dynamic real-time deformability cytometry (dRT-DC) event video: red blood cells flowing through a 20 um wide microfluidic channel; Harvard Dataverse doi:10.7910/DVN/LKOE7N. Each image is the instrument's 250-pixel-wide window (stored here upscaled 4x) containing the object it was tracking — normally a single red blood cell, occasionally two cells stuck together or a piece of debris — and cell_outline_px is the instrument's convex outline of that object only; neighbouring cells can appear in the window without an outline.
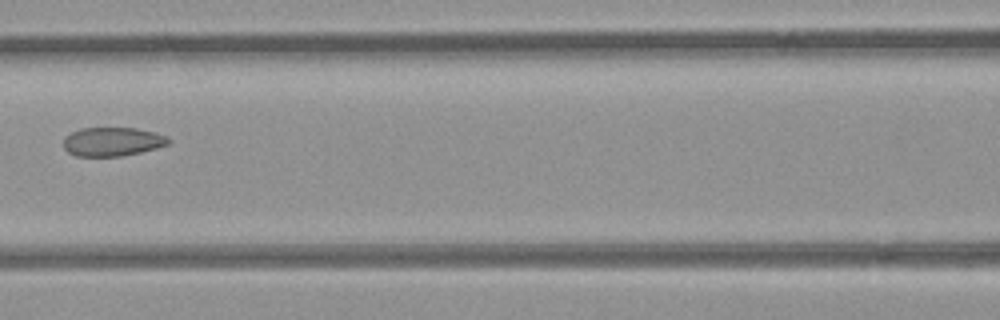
{"species": "common noctule bat (a hibernating species)", "species_latin": "Nyctalus noctula", "temperature_condition": "room temperature", "stored_images_in_passage": 7, "camera_frame_rate_fps": 3000, "um_per_image_px": 0.085, "animal": {"sex": "female", "body_mass_g": 21.9}, "frame": {"image": 1, "passage_image": 5, "time_ms": 4.667, "image_size_px": [1000, 320], "cell_outline_px": [[172, 140], [168, 144], [156, 148], [140, 152], [120, 156], [76, 156], [68, 152], [64, 148], [64, 136], [80, 128], [136, 128], [156, 132], [168, 136]], "centroid_in_image_um": [9.57, 12.03], "position_along_channel_um": 157.0, "area_um2": 17.74}}
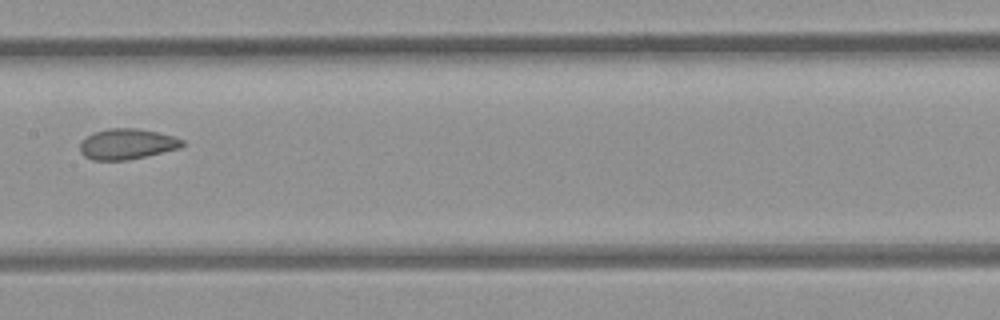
{"frame": {"image": 2, "passage_image": 6, "time_ms": 5.667, "image_size_px": [1000, 320], "cell_outline_px": [[184, 144], [180, 148], [144, 156], [124, 160], [92, 160], [84, 156], [80, 152], [80, 144], [88, 136], [96, 132], [108, 128], [136, 128], [156, 132], [172, 136], [184, 140]], "centroid_in_image_um": [10.79, 12.24], "position_along_channel_um": 196.6, "area_um2": 17.92}}
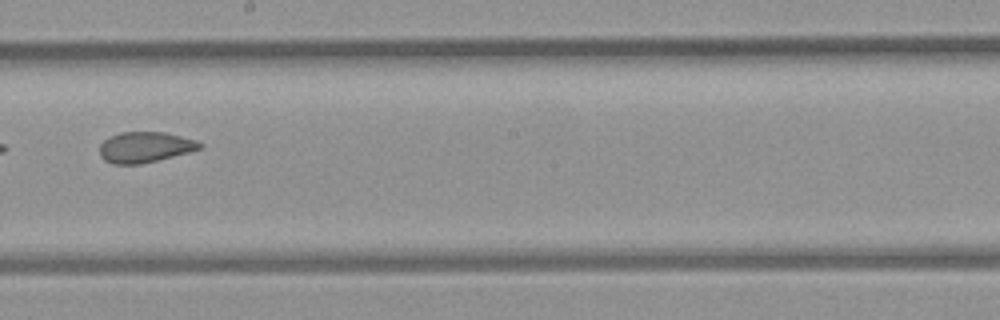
{"frame": {"image": 3, "passage_image": 7, "time_ms": 6.667, "image_size_px": [1000, 320], "cell_outline_px": [[204, 144], [200, 148], [188, 152], [140, 164], [112, 164], [104, 160], [100, 156], [100, 144], [104, 140], [120, 132], [164, 132], [196, 140]], "centroid_in_image_um": [12.3, 12.51], "position_along_channel_um": 235.9, "area_um2": 17.69}}